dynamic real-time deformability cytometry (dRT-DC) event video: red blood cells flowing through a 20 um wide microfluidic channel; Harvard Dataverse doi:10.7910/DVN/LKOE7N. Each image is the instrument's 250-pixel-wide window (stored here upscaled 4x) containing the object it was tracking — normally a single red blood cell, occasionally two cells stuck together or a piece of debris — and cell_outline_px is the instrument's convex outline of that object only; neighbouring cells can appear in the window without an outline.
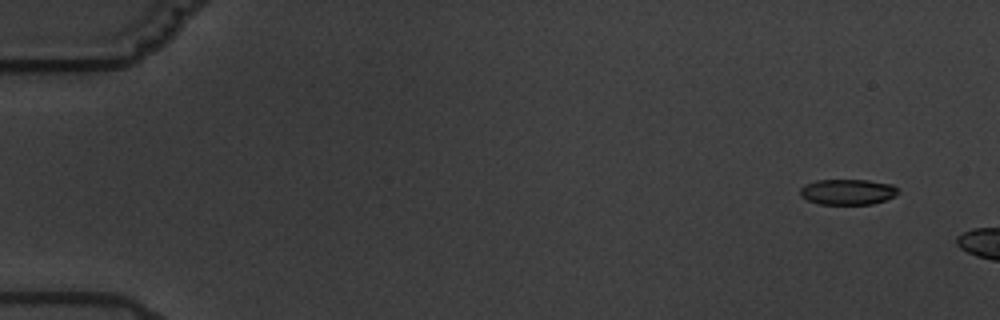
{"species": "common noctule bat (a hibernating species)", "species_latin": "Nyctalus noctula", "temperature_condition": "warm", "stored_images_in_passage": 3, "camera_frame_rate_fps": 3000, "um_per_image_px": 0.085, "animal": {"sex": "male", "body_mass_g": 19.5, "forearm_length_mm": 54.6}, "frame": {"image": 1, "passage_image": 2, "time_ms": 1.0, "image_size_px": [1000, 320], "cell_outline_px": [[900, 192], [896, 196], [872, 204], [820, 204], [808, 200], [800, 196], [800, 188], [804, 184], [816, 180], [868, 180], [892, 184]], "centroid_in_image_um": [72.05, 16.3], "position_along_channel_um": 13.0, "area_um2": 14.68}}